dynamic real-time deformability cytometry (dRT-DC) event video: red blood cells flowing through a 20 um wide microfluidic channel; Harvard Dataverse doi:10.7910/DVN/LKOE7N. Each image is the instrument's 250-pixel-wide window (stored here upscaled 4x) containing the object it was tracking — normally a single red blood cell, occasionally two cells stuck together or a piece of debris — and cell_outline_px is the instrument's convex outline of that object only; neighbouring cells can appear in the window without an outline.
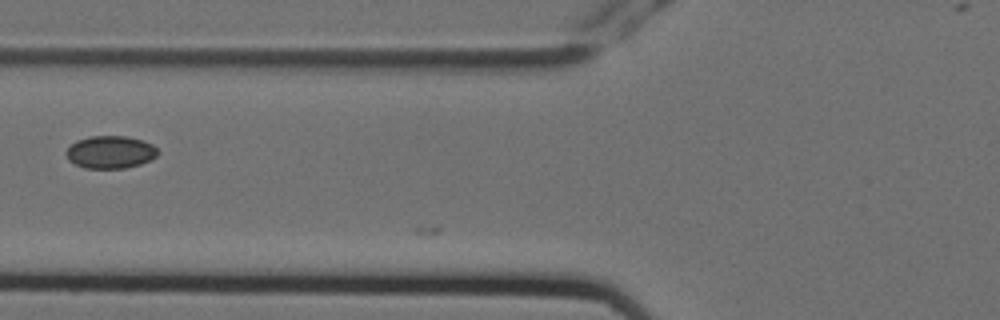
{"species": "Egyptian fruit bat (a non-hibernating species)", "species_latin": "Rousettus aegyptiacus", "temperature_condition": "cold", "stored_images_in_passage": 4, "camera_frame_rate_fps": 3000, "um_per_image_px": 0.085, "animal": {"sex": "female"}, "frame": {"image": 1, "passage_image": 4, "time_ms": 1.0, "image_size_px": [1000, 320], "cell_outline_px": [[160, 152], [156, 156], [140, 164], [124, 168], [84, 168], [68, 160], [64, 152], [76, 140], [88, 136], [128, 136], [144, 140], [152, 144]], "centroid_in_image_um": [9.37, 12.91], "position_along_channel_um": 116.4, "area_um2": 17.51}}